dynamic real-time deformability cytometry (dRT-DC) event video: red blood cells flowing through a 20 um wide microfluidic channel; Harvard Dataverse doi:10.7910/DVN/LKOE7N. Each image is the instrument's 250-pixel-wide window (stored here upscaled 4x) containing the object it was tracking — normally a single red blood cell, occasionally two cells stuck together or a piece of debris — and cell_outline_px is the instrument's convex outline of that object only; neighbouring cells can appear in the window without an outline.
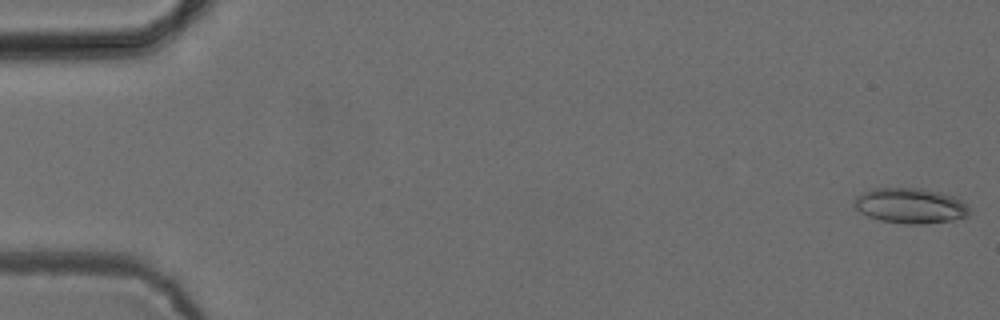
{"species": "common noctule bat (a hibernating species)", "species_latin": "Nyctalus noctula", "temperature_condition": "cold", "stored_images_in_passage": 10, "camera_frame_rate_fps": 3000, "um_per_image_px": 0.085, "animal": {"sex": "female", "body_mass_g": 24.6, "forearm_length_mm": 56.2}, "frame": {"image": 1, "passage_image": 1, "time_ms": 0.0, "image_size_px": [1000, 320], "cell_outline_px": [[968, 216], [952, 220], [920, 224], [904, 224], [880, 220], [868, 216], [860, 212], [852, 204], [856, 196], [864, 192], [876, 188], [924, 188], [940, 192], [952, 196], [960, 200], [968, 208]], "centroid_in_image_um": [77.34, 17.48], "position_along_channel_um": 7.7, "area_um2": 23.52}}